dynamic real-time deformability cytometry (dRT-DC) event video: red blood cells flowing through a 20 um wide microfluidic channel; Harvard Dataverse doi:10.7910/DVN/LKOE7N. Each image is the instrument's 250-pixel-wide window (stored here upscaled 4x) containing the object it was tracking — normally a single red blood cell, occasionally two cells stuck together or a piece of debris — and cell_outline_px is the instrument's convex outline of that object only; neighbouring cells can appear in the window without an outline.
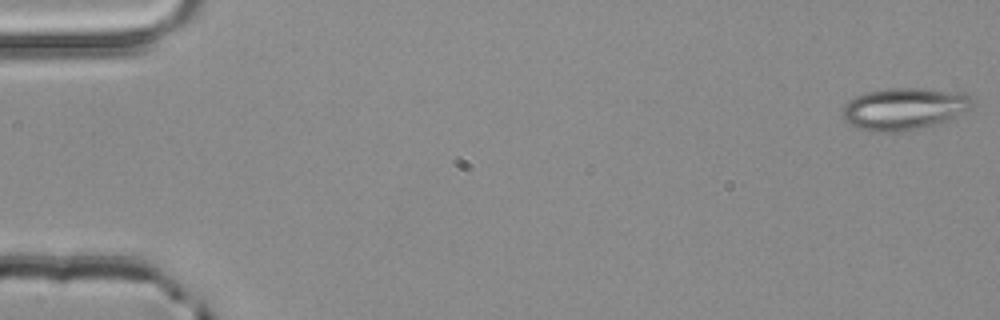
{"species": "common noctule bat (a hibernating species)", "species_latin": "Nyctalus noctula", "temperature_condition": "room temperature", "stored_images_in_passage": 5, "camera_frame_rate_fps": 3000, "um_per_image_px": 0.085, "animal": {"sex": "male", "body_mass_g": 20.4}, "frame": {"image": 1, "passage_image": 1, "time_ms": 0.0, "image_size_px": [1000, 320], "cell_outline_px": [[976, 104], [972, 108], [948, 120], [924, 128], [896, 132], [872, 132], [856, 128], [844, 116], [844, 108], [848, 100], [856, 96], [868, 92], [888, 88], [920, 88], [964, 92]], "centroid_in_image_um": [76.91, 9.25], "position_along_channel_um": 8.1, "area_um2": 31.85}}